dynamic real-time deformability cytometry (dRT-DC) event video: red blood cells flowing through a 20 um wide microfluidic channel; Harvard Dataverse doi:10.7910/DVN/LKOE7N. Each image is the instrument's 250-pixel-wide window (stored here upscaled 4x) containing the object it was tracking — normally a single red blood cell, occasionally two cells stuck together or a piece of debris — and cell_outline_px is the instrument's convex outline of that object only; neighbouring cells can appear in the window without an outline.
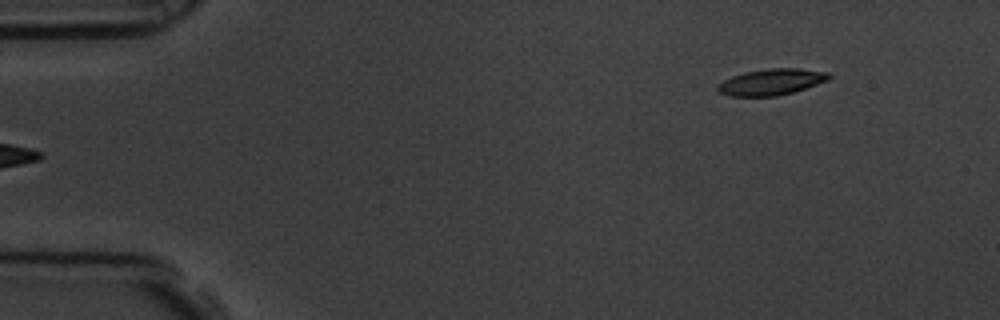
{"species": "common noctule bat (a hibernating species)", "species_latin": "Nyctalus noctula", "temperature_condition": "room temperature", "stored_images_in_passage": 6, "segment_of_instrument_passage": [2, 2], "camera_frame_rate_fps": 3000, "um_per_image_px": 0.085, "animal": {"sex": "male", "body_mass_g": 19.5, "forearm_length_mm": 54.6}, "frame": {"image": 1, "passage_image": 6, "time_ms": 1.667, "image_size_px": [1000, 320], "cell_outline_px": [[832, 76], [828, 80], [792, 92], [776, 96], [728, 96], [720, 92], [716, 88], [716, 84], [732, 76], [744, 72], [768, 68], [796, 68], [828, 72]], "centroid_in_image_um": [65.53, 6.96], "position_along_channel_um": 19.5, "area_um2": 16.94}}